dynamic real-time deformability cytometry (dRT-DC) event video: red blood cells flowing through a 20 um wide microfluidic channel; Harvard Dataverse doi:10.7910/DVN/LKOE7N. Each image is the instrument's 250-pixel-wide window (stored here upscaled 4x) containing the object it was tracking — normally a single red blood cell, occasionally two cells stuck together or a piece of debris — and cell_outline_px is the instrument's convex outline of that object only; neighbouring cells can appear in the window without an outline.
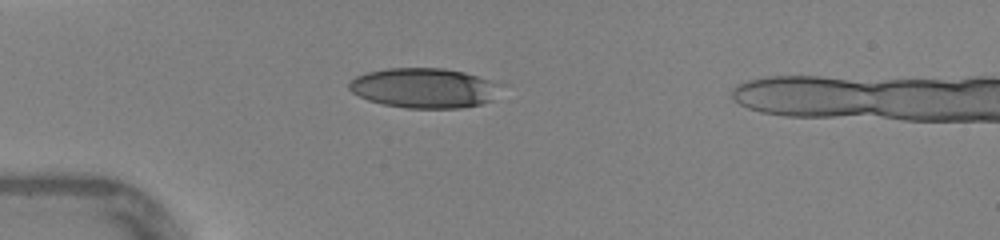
{"species": "human", "species_latin": "Homo sapiens", "temperature_condition": "warm", "stored_images_in_passage": 33, "camera_frame_rate_fps": 3000, "um_per_image_px": 0.085, "donor": {"sex": "female"}, "frame": {"image": 1, "passage_image": 1, "time_ms": 0.0, "image_size_px": [1000, 240], "cell_outline_px": [[508, 84], [492, 100], [480, 104], [460, 108], [404, 108], [384, 104], [368, 100], [352, 92], [348, 88], [348, 84], [356, 76], [368, 72], [388, 68], [444, 68], [464, 72]], "centroid_in_image_um": [36.14, 7.47], "position_along_channel_um": 48.9, "area_um2": 35.72}}
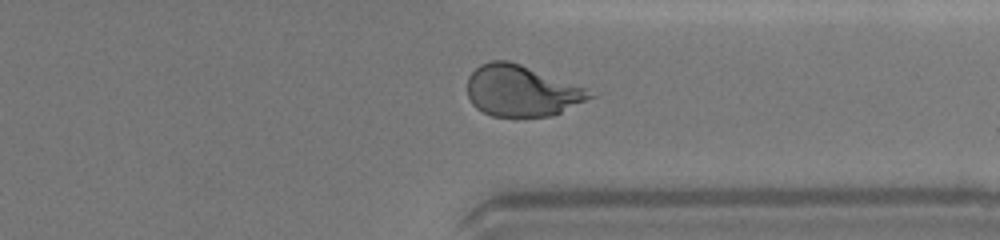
{"frame": {"image": 2, "passage_image": 24, "time_ms": 7.667, "image_size_px": [1000, 240], "cell_outline_px": [[600, 92], [596, 96], [552, 116], [492, 116], [476, 108], [472, 104], [468, 96], [468, 76], [480, 64], [492, 60], [508, 60], [520, 64]], "centroid_in_image_um": [44.39, 7.71], "position_along_channel_um": 367.0, "area_um2": 36.76}}
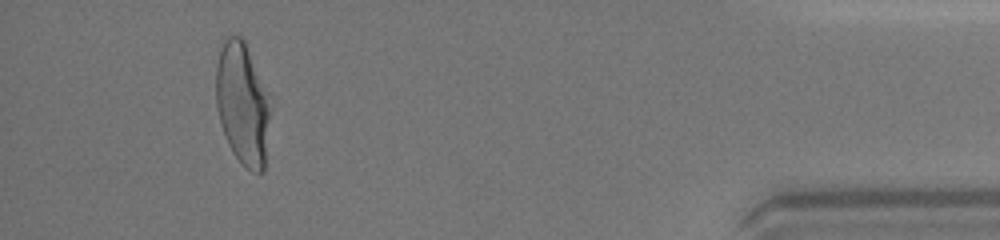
{"frame": {"image": 3, "passage_image": 31, "time_ms": 10.0, "image_size_px": [1000, 240], "cell_outline_px": [[272, 96], [264, 172], [252, 172], [232, 152], [228, 144], [216, 108], [216, 68], [220, 52], [224, 40], [228, 36], [240, 36], [244, 40]], "centroid_in_image_um": [20.66, 8.79], "position_along_channel_um": 414.5, "area_um2": 39.13}}